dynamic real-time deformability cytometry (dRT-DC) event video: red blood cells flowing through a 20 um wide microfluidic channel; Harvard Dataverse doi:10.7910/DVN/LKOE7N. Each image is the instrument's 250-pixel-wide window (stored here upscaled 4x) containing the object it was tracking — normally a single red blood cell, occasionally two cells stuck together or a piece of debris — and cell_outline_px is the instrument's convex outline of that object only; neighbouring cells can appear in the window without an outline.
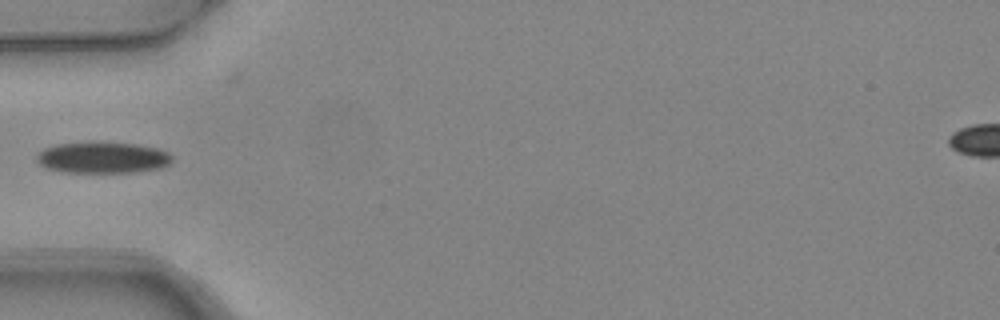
{"species": "common noctule bat (a hibernating species)", "species_latin": "Nyctalus noctula", "temperature_condition": "warm", "stored_images_in_passage": 2, "camera_frame_rate_fps": 3000, "um_per_image_px": 0.085, "animal": {"sex": "female", "body_mass_g": 24.6, "forearm_length_mm": 56.2}, "frame": {"image": 1, "passage_image": 1, "time_ms": 0.0, "image_size_px": [1000, 320], "cell_outline_px": [[172, 160], [168, 164], [160, 168], [132, 172], [64, 172], [44, 168], [36, 160], [36, 156], [44, 148], [56, 144], [136, 144], [156, 148], [168, 152], [172, 156]], "centroid_in_image_um": [8.71, 13.43], "position_along_channel_um": 76.3, "area_um2": 23.99}}
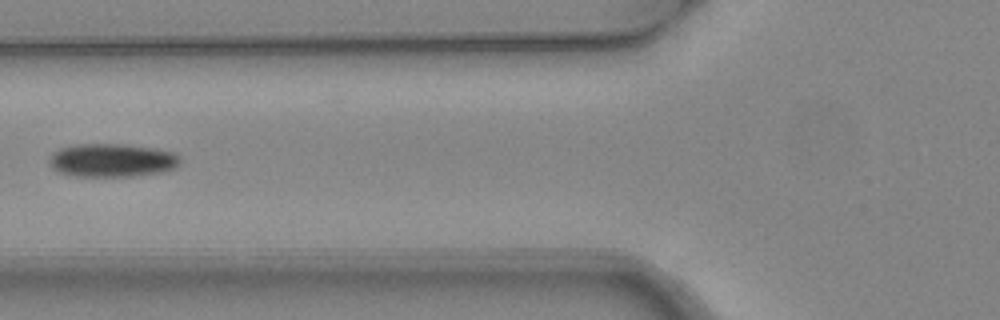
{"frame": {"image": 2, "passage_image": 2, "time_ms": 0.333, "image_size_px": [1000, 320], "cell_outline_px": [[180, 164], [176, 168], [164, 172], [132, 176], [76, 176], [60, 172], [52, 168], [52, 156], [60, 148], [76, 144], [124, 144], [152, 148], [172, 152], [180, 156]], "centroid_in_image_um": [9.6, 13.63], "position_along_channel_um": 116.2, "area_um2": 25.2}}